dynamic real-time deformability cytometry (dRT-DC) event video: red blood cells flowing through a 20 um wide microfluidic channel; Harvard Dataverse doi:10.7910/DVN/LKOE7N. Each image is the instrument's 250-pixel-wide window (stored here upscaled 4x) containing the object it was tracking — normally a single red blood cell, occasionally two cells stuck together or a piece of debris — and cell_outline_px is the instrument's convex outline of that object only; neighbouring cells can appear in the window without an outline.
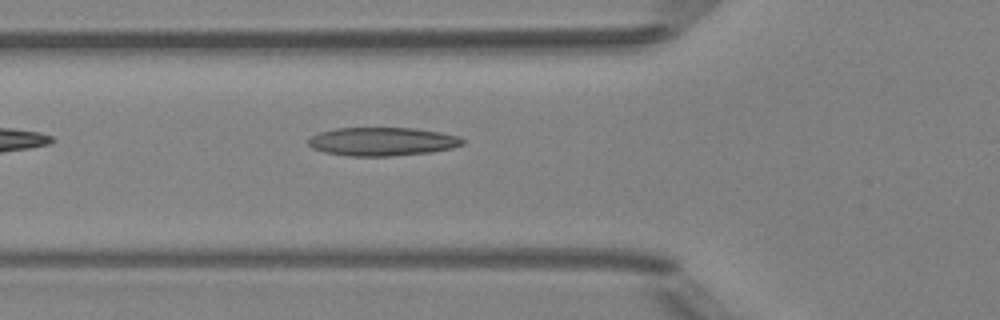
{"species": "Egyptian fruit bat (a non-hibernating species)", "species_latin": "Rousettus aegyptiacus", "temperature_condition": "room temperature", "stored_images_in_passage": 5, "camera_frame_rate_fps": 3000, "um_per_image_px": 0.085, "animal": {"sex": "female"}, "frame": {"image": 1, "passage_image": 5, "time_ms": 5.667, "image_size_px": [1000, 320], "cell_outline_px": [[468, 140], [464, 144], [452, 148], [432, 152], [388, 156], [348, 156], [324, 152], [312, 148], [308, 144], [308, 140], [312, 136], [320, 132], [336, 128], [416, 128], [440, 132], [460, 136]], "centroid_in_image_um": [32.54, 12.03], "position_along_channel_um": 93.3, "area_um2": 25.78}}